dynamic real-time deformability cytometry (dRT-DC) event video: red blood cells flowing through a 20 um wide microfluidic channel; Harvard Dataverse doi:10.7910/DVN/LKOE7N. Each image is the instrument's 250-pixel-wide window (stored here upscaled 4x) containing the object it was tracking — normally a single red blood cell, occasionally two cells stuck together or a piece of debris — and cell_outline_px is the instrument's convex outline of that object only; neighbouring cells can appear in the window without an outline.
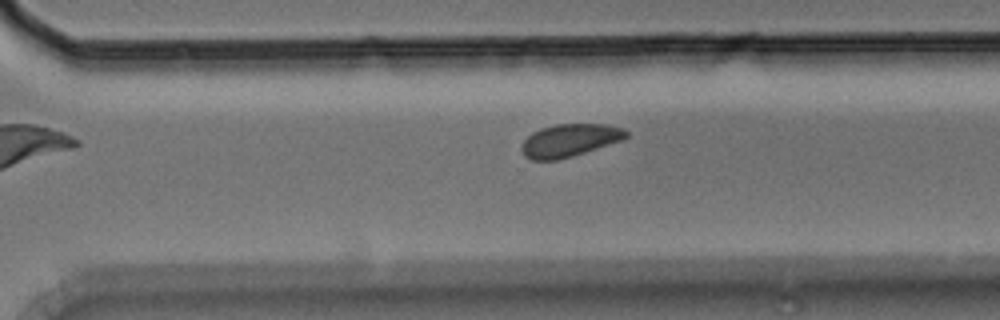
{"species": "Egyptian fruit bat (a non-hibernating species)", "species_latin": "Rousettus aegyptiacus", "temperature_condition": "room temperature", "stored_images_in_passage": 9, "camera_frame_rate_fps": 3000, "um_per_image_px": 0.085, "animal": {"sex": "male"}, "frame": {"image": 1, "passage_image": 9, "time_ms": 2.667, "image_size_px": [1000, 320], "cell_outline_px": [[628, 136], [624, 140], [572, 156], [556, 160], [532, 160], [524, 156], [520, 148], [524, 140], [532, 132], [540, 128], [556, 124], [604, 124], [624, 128], [628, 132]], "centroid_in_image_um": [48.42, 11.92], "position_along_channel_um": 322.2, "area_um2": 20.06}}